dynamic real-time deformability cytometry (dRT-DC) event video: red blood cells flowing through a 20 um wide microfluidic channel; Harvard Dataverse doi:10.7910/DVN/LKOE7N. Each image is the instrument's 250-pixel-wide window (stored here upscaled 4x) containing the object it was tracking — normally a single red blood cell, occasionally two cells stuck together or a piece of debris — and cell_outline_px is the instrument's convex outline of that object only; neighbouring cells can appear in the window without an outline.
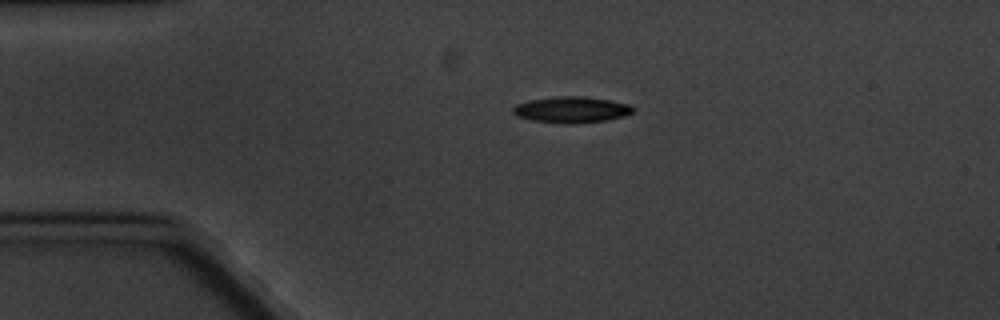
{"species": "common noctule bat (a hibernating species)", "species_latin": "Nyctalus noctula", "temperature_condition": "cold", "stored_images_in_passage": 4, "camera_frame_rate_fps": 3000, "um_per_image_px": 0.085, "animal": {"sex": "male", "body_mass_g": 20.1, "forearm_length_mm": 53.5}, "frame": {"image": 1, "passage_image": 3, "time_ms": 2.333, "image_size_px": [1000, 320], "cell_outline_px": [[636, 108], [632, 112], [624, 116], [608, 120], [572, 124], [564, 124], [532, 120], [516, 116], [512, 112], [512, 108], [516, 104], [528, 100], [556, 96], [584, 96], [608, 100], [628, 104]], "centroid_in_image_um": [48.55, 9.32], "position_along_channel_um": 36.4, "area_um2": 18.44}}